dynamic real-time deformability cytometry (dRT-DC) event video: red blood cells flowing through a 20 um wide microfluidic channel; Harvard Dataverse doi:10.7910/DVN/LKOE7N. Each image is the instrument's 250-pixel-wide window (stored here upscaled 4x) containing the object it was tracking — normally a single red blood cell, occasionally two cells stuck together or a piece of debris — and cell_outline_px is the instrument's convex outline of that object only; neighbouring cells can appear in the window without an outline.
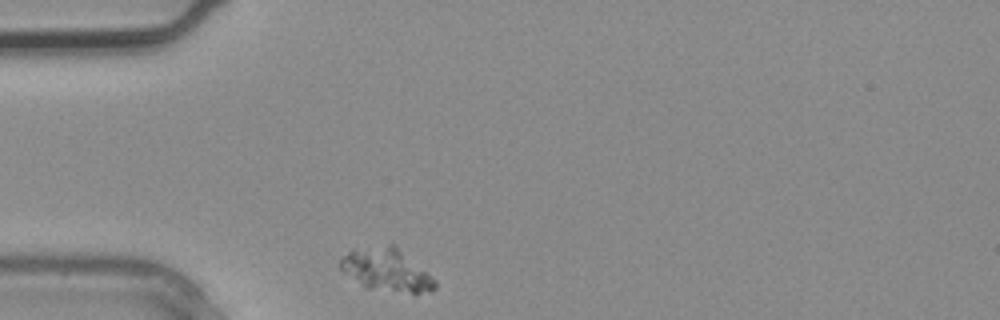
{"species": "common noctule bat (a hibernating species)", "species_latin": "Nyctalus noctula", "temperature_condition": "warm", "stored_images_in_passage": 1, "camera_frame_rate_fps": 3000, "um_per_image_px": 0.085, "animal": {"sex": "male", "body_mass_g": 20.4}, "frame": {"image": 1, "passage_image": 1, "time_ms": 0.0, "image_size_px": [1000, 320], "cell_outline_px": [[436, 288], [432, 292], [416, 296], [364, 288], [340, 268], [340, 260], [348, 252], [388, 244], [392, 244], [436, 280]], "centroid_in_image_um": [32.92, 23.04], "position_along_channel_um": 52.1, "area_um2": 23.47}}